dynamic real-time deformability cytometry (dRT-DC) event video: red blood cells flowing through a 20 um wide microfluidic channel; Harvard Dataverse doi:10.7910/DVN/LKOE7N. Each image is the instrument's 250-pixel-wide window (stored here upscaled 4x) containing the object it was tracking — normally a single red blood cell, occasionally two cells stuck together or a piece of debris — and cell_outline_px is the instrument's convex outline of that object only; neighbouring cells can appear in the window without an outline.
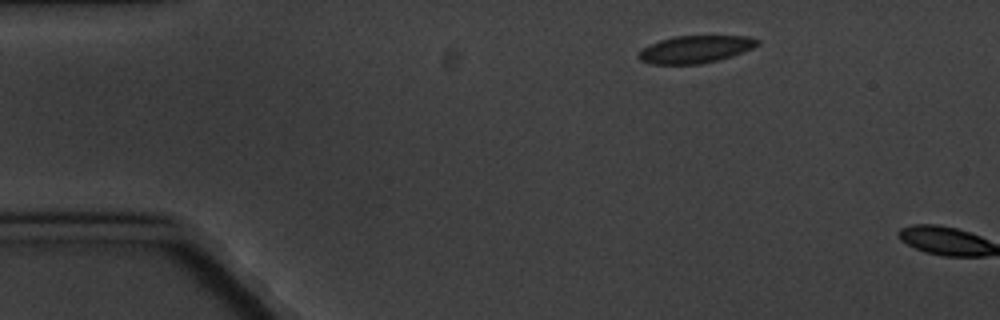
{"species": "common noctule bat (a hibernating species)", "species_latin": "Nyctalus noctula", "temperature_condition": "cold", "stored_images_in_passage": 2, "camera_frame_rate_fps": 3000, "um_per_image_px": 0.085, "animal": {"sex": "male", "body_mass_g": 20.1, "forearm_length_mm": 53.5}, "frame": {"image": 1, "passage_image": 2, "time_ms": 1.333, "image_size_px": [1000, 320], "cell_outline_px": [[760, 44], [744, 52], [732, 56], [700, 64], [652, 64], [640, 60], [636, 56], [648, 44], [660, 40], [676, 36], [748, 36], [760, 40]], "centroid_in_image_um": [59.11, 4.19], "position_along_channel_um": 25.9, "area_um2": 18.96}}